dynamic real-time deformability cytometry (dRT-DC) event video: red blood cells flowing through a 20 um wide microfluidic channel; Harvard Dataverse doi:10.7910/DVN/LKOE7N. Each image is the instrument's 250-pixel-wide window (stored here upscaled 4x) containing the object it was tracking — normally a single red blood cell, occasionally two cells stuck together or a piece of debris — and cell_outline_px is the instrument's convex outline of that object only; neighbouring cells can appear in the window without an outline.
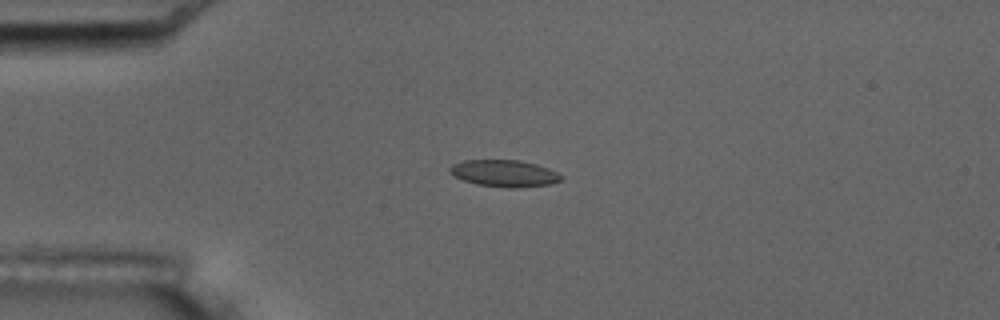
{"species": "common noctule bat (a hibernating species)", "species_latin": "Nyctalus noctula", "temperature_condition": "room temperature", "stored_images_in_passage": 6, "camera_frame_rate_fps": 3000, "um_per_image_px": 0.085, "animal": {"sex": "male", "body_mass_g": 17.5, "forearm_length_mm": 52.3}, "frame": {"image": 1, "passage_image": 3, "time_ms": 3.0, "image_size_px": [1000, 320], "cell_outline_px": [[564, 180], [548, 184], [516, 188], [508, 188], [476, 184], [452, 176], [448, 172], [448, 168], [452, 164], [464, 160], [520, 160], [536, 164], [548, 168], [564, 176]], "centroid_in_image_um": [42.85, 14.73], "position_along_channel_um": 42.2, "area_um2": 17.57}}